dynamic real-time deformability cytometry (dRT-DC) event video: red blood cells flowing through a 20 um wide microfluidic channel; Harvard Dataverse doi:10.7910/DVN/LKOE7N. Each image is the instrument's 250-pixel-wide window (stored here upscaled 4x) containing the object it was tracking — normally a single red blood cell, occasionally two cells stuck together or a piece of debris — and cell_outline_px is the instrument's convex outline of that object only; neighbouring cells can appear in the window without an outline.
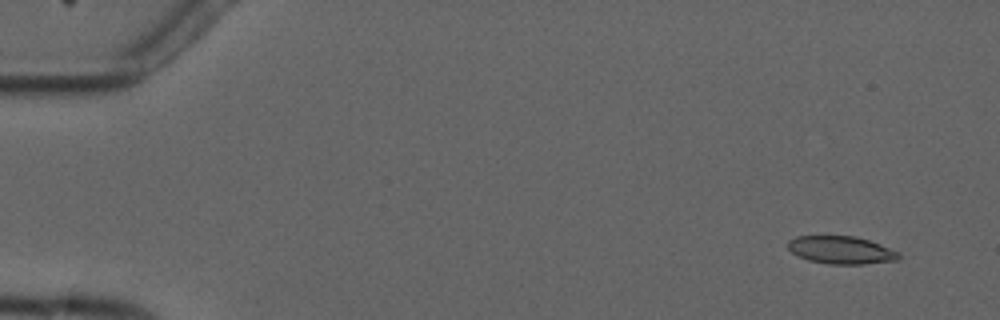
{"species": "common noctule bat (a hibernating species)", "species_latin": "Nyctalus noctula", "temperature_condition": "cold", "stored_images_in_passage": 4, "camera_frame_rate_fps": 3000, "um_per_image_px": 0.085, "animal": {"sex": "male", "forearm_length_mm": 52.5}, "frame": {"image": 1, "passage_image": 1, "time_ms": 0.0, "image_size_px": [1000, 320], "cell_outline_px": [[900, 260], [864, 264], [828, 264], [808, 260], [796, 256], [788, 248], [788, 240], [796, 236], [856, 236], [880, 244], [900, 252]], "centroid_in_image_um": [71.5, 21.26], "position_along_channel_um": 13.5, "area_um2": 18.09}}